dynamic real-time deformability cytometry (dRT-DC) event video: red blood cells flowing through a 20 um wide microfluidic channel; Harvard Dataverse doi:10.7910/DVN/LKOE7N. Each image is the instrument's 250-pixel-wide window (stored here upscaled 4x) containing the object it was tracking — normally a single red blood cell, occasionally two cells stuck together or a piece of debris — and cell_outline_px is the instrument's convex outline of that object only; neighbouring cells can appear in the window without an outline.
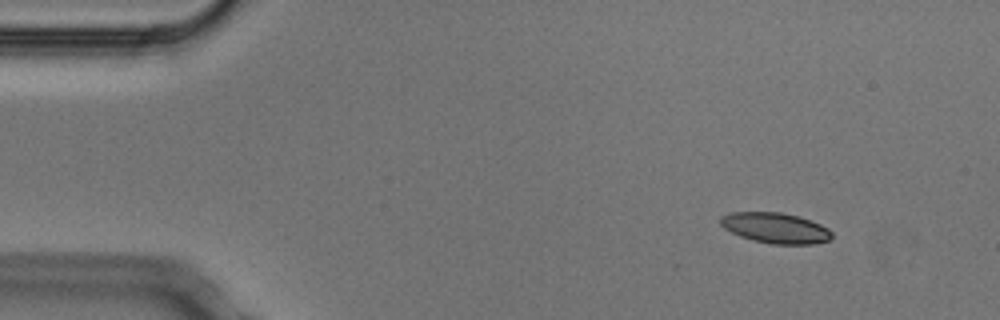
{"species": "Egyptian fruit bat (a non-hibernating species)", "species_latin": "Rousettus aegyptiacus", "temperature_condition": "cold", "stored_images_in_passage": 6, "camera_frame_rate_fps": 3000, "um_per_image_px": 0.085, "animal": {"sex": "male"}, "frame": {"image": 1, "passage_image": 1, "time_ms": 0.0, "image_size_px": [1000, 320], "cell_outline_px": [[832, 240], [816, 244], [772, 244], [752, 240], [740, 236], [724, 228], [720, 224], [720, 216], [732, 212], [780, 212], [800, 216], [820, 224], [828, 228], [832, 232]], "centroid_in_image_um": [65.94, 19.38], "position_along_channel_um": 19.1, "area_um2": 20.0}}
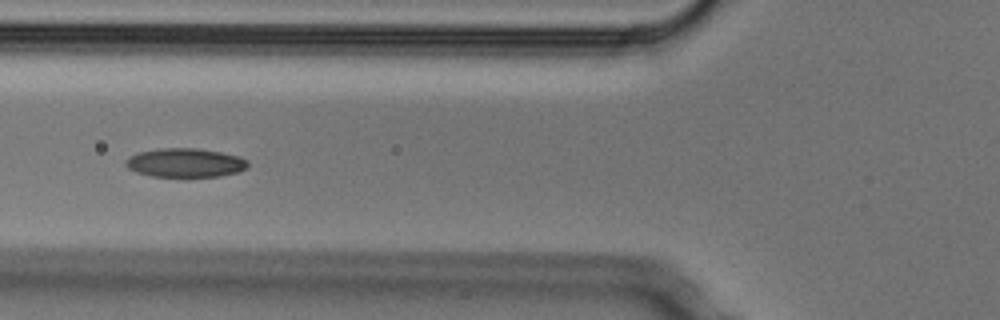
{"frame": {"image": 2, "passage_image": 5, "time_ms": 1.333, "image_size_px": [1000, 320], "cell_outline_px": [[248, 168], [240, 172], [220, 176], [152, 176], [136, 172], [128, 168], [124, 164], [124, 160], [136, 152], [160, 148], [196, 148], [220, 152], [240, 156], [248, 160]], "centroid_in_image_um": [15.75, 13.82], "position_along_channel_um": 110.1, "area_um2": 20.75}}